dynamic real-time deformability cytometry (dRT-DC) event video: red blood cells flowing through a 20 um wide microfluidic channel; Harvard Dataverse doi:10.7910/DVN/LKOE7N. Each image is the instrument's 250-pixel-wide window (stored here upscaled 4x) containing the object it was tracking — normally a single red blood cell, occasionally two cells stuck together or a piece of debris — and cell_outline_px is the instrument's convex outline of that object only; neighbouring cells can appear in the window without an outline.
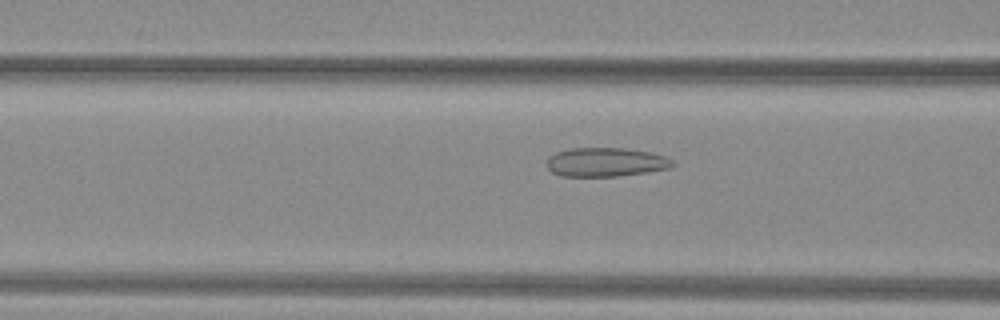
{"species": "common noctule bat (a hibernating species)", "species_latin": "Nyctalus noctula", "temperature_condition": "warm", "stored_images_in_passage": 52, "camera_frame_rate_fps": 3000, "um_per_image_px": 0.085, "animal": {"sex": "female", "body_mass_g": 29.2, "forearm_length_mm": 56.3}, "frame": {"image": 1, "passage_image": 22, "time_ms": 7.0, "image_size_px": [1000, 320], "cell_outline_px": [[676, 164], [672, 168], [648, 172], [616, 176], [560, 176], [552, 172], [544, 164], [548, 156], [556, 152], [572, 148], [624, 148], [652, 152], [664, 156], [672, 160]], "centroid_in_image_um": [51.48, 13.78], "position_along_channel_um": 115.1, "area_um2": 21.5}}
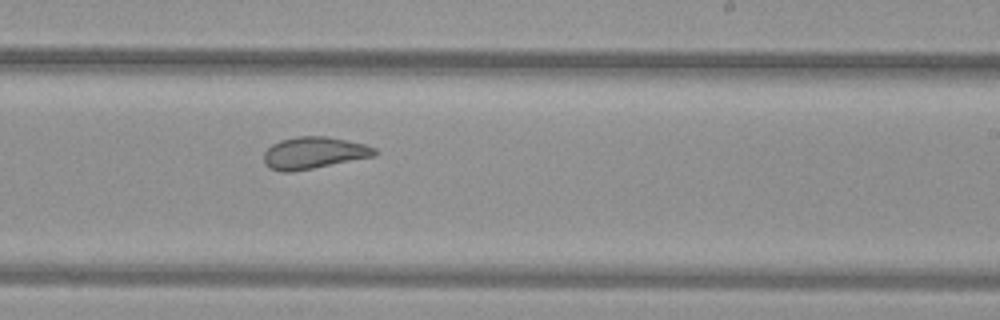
{"frame": {"image": 2, "passage_image": 33, "time_ms": 10.667, "image_size_px": [1000, 320], "cell_outline_px": [[380, 152], [376, 156], [292, 172], [280, 172], [268, 168], [264, 164], [264, 152], [272, 144], [280, 140], [296, 136], [328, 136], [364, 144], [376, 148]], "centroid_in_image_um": [26.68, 13.0], "position_along_channel_um": 262.3, "area_um2": 20.87}}
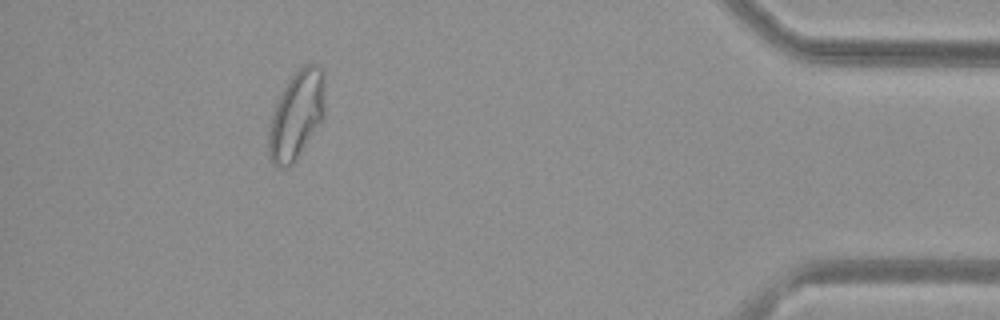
{"frame": {"image": 3, "passage_image": 48, "time_ms": 15.667, "image_size_px": [1000, 320], "cell_outline_px": [[324, 116], [296, 160], [292, 164], [284, 168], [272, 164], [268, 152], [268, 132], [272, 112], [288, 80], [304, 64], [320, 64], [324, 72]], "centroid_in_image_um": [25.2, 9.77], "position_along_channel_um": 410.0, "area_um2": 28.84}, "authors_computed_cell_mechanics": {"area_um2": 25.4898, "velocity_mm_per_s": 4.0242, "shape_relaxation_time_tau1_ms": null, "shape_relaxation_time_tau2_ms": 1.298, "deformation_change_tau1": null, "deformation_change_tau2": 0.0869}}